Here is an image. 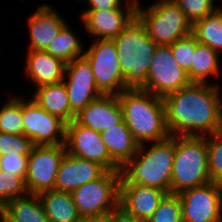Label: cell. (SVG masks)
<instances>
[{
  "label": "cell",
  "instance_id": "11",
  "mask_svg": "<svg viewBox=\"0 0 222 222\" xmlns=\"http://www.w3.org/2000/svg\"><path fill=\"white\" fill-rule=\"evenodd\" d=\"M183 222H222V184L209 182L178 194Z\"/></svg>",
  "mask_w": 222,
  "mask_h": 222
},
{
  "label": "cell",
  "instance_id": "17",
  "mask_svg": "<svg viewBox=\"0 0 222 222\" xmlns=\"http://www.w3.org/2000/svg\"><path fill=\"white\" fill-rule=\"evenodd\" d=\"M106 172L100 164L74 157L66 152L56 176L55 190L72 193Z\"/></svg>",
  "mask_w": 222,
  "mask_h": 222
},
{
  "label": "cell",
  "instance_id": "22",
  "mask_svg": "<svg viewBox=\"0 0 222 222\" xmlns=\"http://www.w3.org/2000/svg\"><path fill=\"white\" fill-rule=\"evenodd\" d=\"M101 135L111 159L120 168L135 156L140 145L124 121L103 131Z\"/></svg>",
  "mask_w": 222,
  "mask_h": 222
},
{
  "label": "cell",
  "instance_id": "33",
  "mask_svg": "<svg viewBox=\"0 0 222 222\" xmlns=\"http://www.w3.org/2000/svg\"><path fill=\"white\" fill-rule=\"evenodd\" d=\"M170 48L175 58V61L183 68L186 72L191 69L193 62V55L196 49V38L190 33L186 37L178 39L173 44H170Z\"/></svg>",
  "mask_w": 222,
  "mask_h": 222
},
{
  "label": "cell",
  "instance_id": "12",
  "mask_svg": "<svg viewBox=\"0 0 222 222\" xmlns=\"http://www.w3.org/2000/svg\"><path fill=\"white\" fill-rule=\"evenodd\" d=\"M66 151L77 158L96 162L107 171L121 168L111 159L101 133L77 124L74 120L66 124Z\"/></svg>",
  "mask_w": 222,
  "mask_h": 222
},
{
  "label": "cell",
  "instance_id": "14",
  "mask_svg": "<svg viewBox=\"0 0 222 222\" xmlns=\"http://www.w3.org/2000/svg\"><path fill=\"white\" fill-rule=\"evenodd\" d=\"M64 77L69 80L63 82L66 86L71 110L77 114L89 103L97 99L103 93L98 89L97 83L88 60L78 57L66 63Z\"/></svg>",
  "mask_w": 222,
  "mask_h": 222
},
{
  "label": "cell",
  "instance_id": "30",
  "mask_svg": "<svg viewBox=\"0 0 222 222\" xmlns=\"http://www.w3.org/2000/svg\"><path fill=\"white\" fill-rule=\"evenodd\" d=\"M28 194L24 179L0 170V210L11 200Z\"/></svg>",
  "mask_w": 222,
  "mask_h": 222
},
{
  "label": "cell",
  "instance_id": "20",
  "mask_svg": "<svg viewBox=\"0 0 222 222\" xmlns=\"http://www.w3.org/2000/svg\"><path fill=\"white\" fill-rule=\"evenodd\" d=\"M26 73L36 87L63 82L66 63L41 50H28Z\"/></svg>",
  "mask_w": 222,
  "mask_h": 222
},
{
  "label": "cell",
  "instance_id": "38",
  "mask_svg": "<svg viewBox=\"0 0 222 222\" xmlns=\"http://www.w3.org/2000/svg\"><path fill=\"white\" fill-rule=\"evenodd\" d=\"M79 222H104L103 219L82 218Z\"/></svg>",
  "mask_w": 222,
  "mask_h": 222
},
{
  "label": "cell",
  "instance_id": "5",
  "mask_svg": "<svg viewBox=\"0 0 222 222\" xmlns=\"http://www.w3.org/2000/svg\"><path fill=\"white\" fill-rule=\"evenodd\" d=\"M211 182L206 136H175L171 194Z\"/></svg>",
  "mask_w": 222,
  "mask_h": 222
},
{
  "label": "cell",
  "instance_id": "25",
  "mask_svg": "<svg viewBox=\"0 0 222 222\" xmlns=\"http://www.w3.org/2000/svg\"><path fill=\"white\" fill-rule=\"evenodd\" d=\"M219 53L196 40L191 69L187 72L192 83H206L209 75H219Z\"/></svg>",
  "mask_w": 222,
  "mask_h": 222
},
{
  "label": "cell",
  "instance_id": "6",
  "mask_svg": "<svg viewBox=\"0 0 222 222\" xmlns=\"http://www.w3.org/2000/svg\"><path fill=\"white\" fill-rule=\"evenodd\" d=\"M136 17L157 45L173 44L192 31V24L173 0H159L148 9H142L137 2Z\"/></svg>",
  "mask_w": 222,
  "mask_h": 222
},
{
  "label": "cell",
  "instance_id": "10",
  "mask_svg": "<svg viewBox=\"0 0 222 222\" xmlns=\"http://www.w3.org/2000/svg\"><path fill=\"white\" fill-rule=\"evenodd\" d=\"M66 152L64 144L33 147L24 179L28 194L55 189L56 176Z\"/></svg>",
  "mask_w": 222,
  "mask_h": 222
},
{
  "label": "cell",
  "instance_id": "36",
  "mask_svg": "<svg viewBox=\"0 0 222 222\" xmlns=\"http://www.w3.org/2000/svg\"><path fill=\"white\" fill-rule=\"evenodd\" d=\"M104 222H147L128 213L119 204L103 218Z\"/></svg>",
  "mask_w": 222,
  "mask_h": 222
},
{
  "label": "cell",
  "instance_id": "23",
  "mask_svg": "<svg viewBox=\"0 0 222 222\" xmlns=\"http://www.w3.org/2000/svg\"><path fill=\"white\" fill-rule=\"evenodd\" d=\"M49 222H79L82 217L72 194L55 189L38 194Z\"/></svg>",
  "mask_w": 222,
  "mask_h": 222
},
{
  "label": "cell",
  "instance_id": "7",
  "mask_svg": "<svg viewBox=\"0 0 222 222\" xmlns=\"http://www.w3.org/2000/svg\"><path fill=\"white\" fill-rule=\"evenodd\" d=\"M120 171H107L71 194L82 218L103 219L119 204Z\"/></svg>",
  "mask_w": 222,
  "mask_h": 222
},
{
  "label": "cell",
  "instance_id": "31",
  "mask_svg": "<svg viewBox=\"0 0 222 222\" xmlns=\"http://www.w3.org/2000/svg\"><path fill=\"white\" fill-rule=\"evenodd\" d=\"M206 136L211 181L222 184V128Z\"/></svg>",
  "mask_w": 222,
  "mask_h": 222
},
{
  "label": "cell",
  "instance_id": "24",
  "mask_svg": "<svg viewBox=\"0 0 222 222\" xmlns=\"http://www.w3.org/2000/svg\"><path fill=\"white\" fill-rule=\"evenodd\" d=\"M0 217L4 222H49L38 194H27L9 201L0 210Z\"/></svg>",
  "mask_w": 222,
  "mask_h": 222
},
{
  "label": "cell",
  "instance_id": "34",
  "mask_svg": "<svg viewBox=\"0 0 222 222\" xmlns=\"http://www.w3.org/2000/svg\"><path fill=\"white\" fill-rule=\"evenodd\" d=\"M185 13L186 18L193 24L195 21L204 18L214 12V0H173Z\"/></svg>",
  "mask_w": 222,
  "mask_h": 222
},
{
  "label": "cell",
  "instance_id": "15",
  "mask_svg": "<svg viewBox=\"0 0 222 222\" xmlns=\"http://www.w3.org/2000/svg\"><path fill=\"white\" fill-rule=\"evenodd\" d=\"M138 0L127 2V9L84 10L81 14L84 28L93 37L112 40L117 37L136 16Z\"/></svg>",
  "mask_w": 222,
  "mask_h": 222
},
{
  "label": "cell",
  "instance_id": "32",
  "mask_svg": "<svg viewBox=\"0 0 222 222\" xmlns=\"http://www.w3.org/2000/svg\"><path fill=\"white\" fill-rule=\"evenodd\" d=\"M35 145L32 140L23 135L0 132V156L20 155L29 156Z\"/></svg>",
  "mask_w": 222,
  "mask_h": 222
},
{
  "label": "cell",
  "instance_id": "16",
  "mask_svg": "<svg viewBox=\"0 0 222 222\" xmlns=\"http://www.w3.org/2000/svg\"><path fill=\"white\" fill-rule=\"evenodd\" d=\"M77 124L102 133L123 121L117 95L103 94L80 110L74 118Z\"/></svg>",
  "mask_w": 222,
  "mask_h": 222
},
{
  "label": "cell",
  "instance_id": "4",
  "mask_svg": "<svg viewBox=\"0 0 222 222\" xmlns=\"http://www.w3.org/2000/svg\"><path fill=\"white\" fill-rule=\"evenodd\" d=\"M124 76L125 89H143L157 44L148 36L146 28L135 16L125 29L112 39Z\"/></svg>",
  "mask_w": 222,
  "mask_h": 222
},
{
  "label": "cell",
  "instance_id": "29",
  "mask_svg": "<svg viewBox=\"0 0 222 222\" xmlns=\"http://www.w3.org/2000/svg\"><path fill=\"white\" fill-rule=\"evenodd\" d=\"M147 222H183L178 194H166Z\"/></svg>",
  "mask_w": 222,
  "mask_h": 222
},
{
  "label": "cell",
  "instance_id": "2",
  "mask_svg": "<svg viewBox=\"0 0 222 222\" xmlns=\"http://www.w3.org/2000/svg\"><path fill=\"white\" fill-rule=\"evenodd\" d=\"M117 96L123 121L139 144L160 142L170 137L163 98L143 89H125Z\"/></svg>",
  "mask_w": 222,
  "mask_h": 222
},
{
  "label": "cell",
  "instance_id": "3",
  "mask_svg": "<svg viewBox=\"0 0 222 222\" xmlns=\"http://www.w3.org/2000/svg\"><path fill=\"white\" fill-rule=\"evenodd\" d=\"M145 145L140 144L135 156L121 168L120 183H135L170 194L175 136L153 142L147 151Z\"/></svg>",
  "mask_w": 222,
  "mask_h": 222
},
{
  "label": "cell",
  "instance_id": "28",
  "mask_svg": "<svg viewBox=\"0 0 222 222\" xmlns=\"http://www.w3.org/2000/svg\"><path fill=\"white\" fill-rule=\"evenodd\" d=\"M0 132L23 135L22 98H10L0 108Z\"/></svg>",
  "mask_w": 222,
  "mask_h": 222
},
{
  "label": "cell",
  "instance_id": "1",
  "mask_svg": "<svg viewBox=\"0 0 222 222\" xmlns=\"http://www.w3.org/2000/svg\"><path fill=\"white\" fill-rule=\"evenodd\" d=\"M219 87L217 84L191 83L163 98L170 136H207L220 130L222 100Z\"/></svg>",
  "mask_w": 222,
  "mask_h": 222
},
{
  "label": "cell",
  "instance_id": "19",
  "mask_svg": "<svg viewBox=\"0 0 222 222\" xmlns=\"http://www.w3.org/2000/svg\"><path fill=\"white\" fill-rule=\"evenodd\" d=\"M51 6L42 4L28 19L29 50L44 51L56 38L66 21Z\"/></svg>",
  "mask_w": 222,
  "mask_h": 222
},
{
  "label": "cell",
  "instance_id": "8",
  "mask_svg": "<svg viewBox=\"0 0 222 222\" xmlns=\"http://www.w3.org/2000/svg\"><path fill=\"white\" fill-rule=\"evenodd\" d=\"M83 56L88 60L97 87L103 94L118 95L124 90V76L113 40L96 39Z\"/></svg>",
  "mask_w": 222,
  "mask_h": 222
},
{
  "label": "cell",
  "instance_id": "21",
  "mask_svg": "<svg viewBox=\"0 0 222 222\" xmlns=\"http://www.w3.org/2000/svg\"><path fill=\"white\" fill-rule=\"evenodd\" d=\"M32 98L49 114L60 118L66 124L75 118L76 114L71 110L64 82L39 86Z\"/></svg>",
  "mask_w": 222,
  "mask_h": 222
},
{
  "label": "cell",
  "instance_id": "18",
  "mask_svg": "<svg viewBox=\"0 0 222 222\" xmlns=\"http://www.w3.org/2000/svg\"><path fill=\"white\" fill-rule=\"evenodd\" d=\"M167 193L135 183H119V205L128 213L148 221Z\"/></svg>",
  "mask_w": 222,
  "mask_h": 222
},
{
  "label": "cell",
  "instance_id": "27",
  "mask_svg": "<svg viewBox=\"0 0 222 222\" xmlns=\"http://www.w3.org/2000/svg\"><path fill=\"white\" fill-rule=\"evenodd\" d=\"M75 35L66 24L44 51L65 63L83 56V45Z\"/></svg>",
  "mask_w": 222,
  "mask_h": 222
},
{
  "label": "cell",
  "instance_id": "13",
  "mask_svg": "<svg viewBox=\"0 0 222 222\" xmlns=\"http://www.w3.org/2000/svg\"><path fill=\"white\" fill-rule=\"evenodd\" d=\"M22 117L24 135L34 145L65 144L66 123L49 114L33 100H22Z\"/></svg>",
  "mask_w": 222,
  "mask_h": 222
},
{
  "label": "cell",
  "instance_id": "37",
  "mask_svg": "<svg viewBox=\"0 0 222 222\" xmlns=\"http://www.w3.org/2000/svg\"><path fill=\"white\" fill-rule=\"evenodd\" d=\"M87 2L89 3V8L86 10L123 9L122 0H87Z\"/></svg>",
  "mask_w": 222,
  "mask_h": 222
},
{
  "label": "cell",
  "instance_id": "9",
  "mask_svg": "<svg viewBox=\"0 0 222 222\" xmlns=\"http://www.w3.org/2000/svg\"><path fill=\"white\" fill-rule=\"evenodd\" d=\"M191 83L187 72L175 61L170 45H157L143 90L165 98Z\"/></svg>",
  "mask_w": 222,
  "mask_h": 222
},
{
  "label": "cell",
  "instance_id": "35",
  "mask_svg": "<svg viewBox=\"0 0 222 222\" xmlns=\"http://www.w3.org/2000/svg\"><path fill=\"white\" fill-rule=\"evenodd\" d=\"M27 161L28 156L9 154L0 156V170L25 179L27 172Z\"/></svg>",
  "mask_w": 222,
  "mask_h": 222
},
{
  "label": "cell",
  "instance_id": "26",
  "mask_svg": "<svg viewBox=\"0 0 222 222\" xmlns=\"http://www.w3.org/2000/svg\"><path fill=\"white\" fill-rule=\"evenodd\" d=\"M191 33L199 43L219 53L222 50V8L195 21Z\"/></svg>",
  "mask_w": 222,
  "mask_h": 222
}]
</instances>
